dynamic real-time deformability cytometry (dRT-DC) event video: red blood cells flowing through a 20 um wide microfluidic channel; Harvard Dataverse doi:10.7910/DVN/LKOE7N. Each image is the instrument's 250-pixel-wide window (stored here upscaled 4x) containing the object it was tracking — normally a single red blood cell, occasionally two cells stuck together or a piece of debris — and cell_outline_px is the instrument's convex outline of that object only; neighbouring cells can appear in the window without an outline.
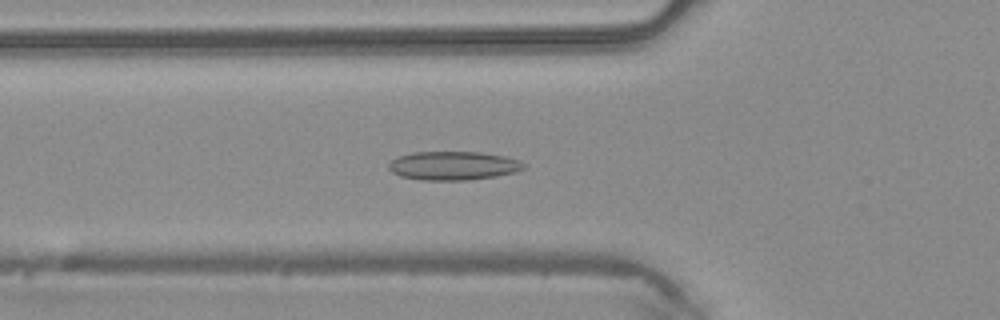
{"species": "common noctule bat (a hibernating species)", "species_latin": "Nyctalus noctula", "temperature_condition": "warm", "stored_images_in_passage": 47, "camera_frame_rate_fps": 3000, "um_per_image_px": 0.085, "animal": {"sex": "male", "body_mass_g": 20.4}, "frame": {"image": 1, "passage_image": 16, "time_ms": 5.0, "image_size_px": [1000, 320], "cell_outline_px": [[524, 168], [516, 172], [492, 176], [464, 180], [420, 180], [400, 176], [392, 172], [388, 168], [388, 164], [392, 160], [400, 156], [412, 152], [480, 152], [504, 156], [520, 160], [524, 164]], "centroid_in_image_um": [38.5, 14.08], "position_along_channel_um": 87.3, "area_um2": 22.43}}
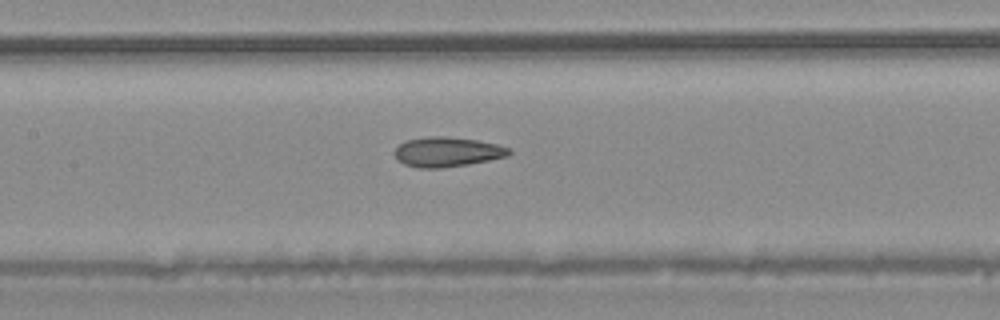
{"frame": {"image": 2, "passage_image": 22, "time_ms": 7.0, "image_size_px": [1000, 320], "cell_outline_px": [[512, 152], [508, 156], [468, 164], [440, 168], [416, 168], [404, 164], [396, 160], [396, 148], [400, 144], [408, 140], [428, 136], [444, 136], [476, 140], [496, 144], [512, 148]], "centroid_in_image_um": [38.03, 12.92], "position_along_channel_um": 169.4, "area_um2": 19.77}}
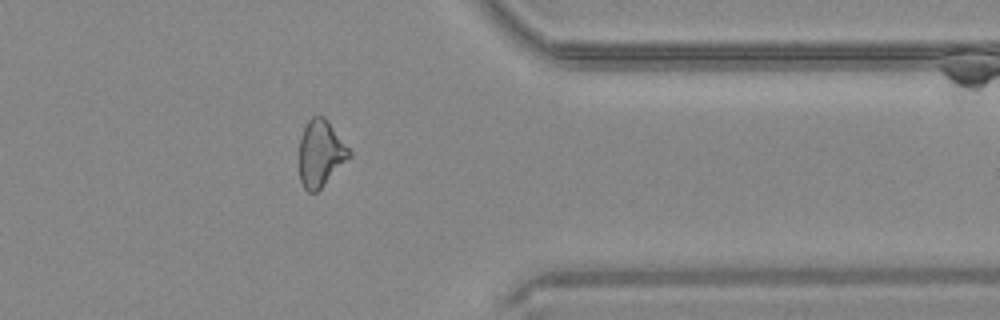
{"frame": {"image": 3, "passage_image": 38, "time_ms": 12.333, "image_size_px": [1000, 320], "cell_outline_px": [[352, 156], [316, 192], [308, 192], [304, 188], [300, 180], [300, 136], [308, 120], [312, 116], [324, 116], [352, 152]], "centroid_in_image_um": [27.26, 13.03], "position_along_channel_um": 384.1, "area_um2": 19.19}, "authors_computed_cell_mechanics": {"area_um2": 20.1722, "velocity_mm_per_s": 4.2301, "shape_relaxation_time_tau1_ms": null, "shape_relaxation_time_tau2_ms": 2.8034, "deformation_change_tau1": null, "deformation_change_tau2": 0.1076}}